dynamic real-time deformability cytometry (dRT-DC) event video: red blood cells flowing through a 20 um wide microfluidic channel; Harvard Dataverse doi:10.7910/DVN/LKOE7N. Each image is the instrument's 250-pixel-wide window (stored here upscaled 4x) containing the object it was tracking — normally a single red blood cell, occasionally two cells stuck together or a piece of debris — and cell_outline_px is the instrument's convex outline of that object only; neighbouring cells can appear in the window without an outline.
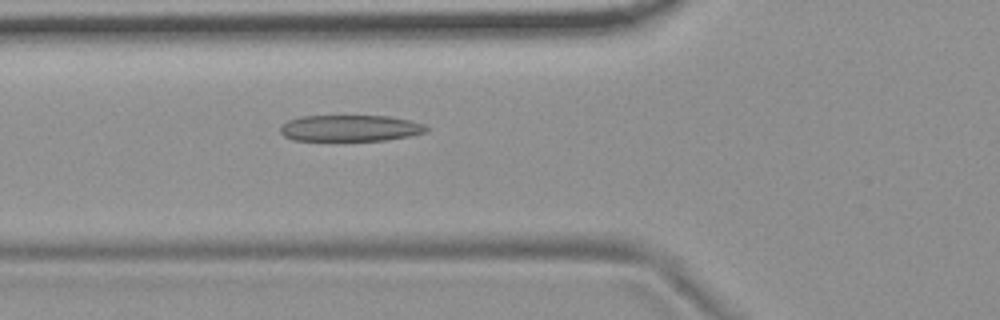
{"species": "common noctule bat (a hibernating species)", "species_latin": "Nyctalus noctula", "temperature_condition": "room temperature", "stored_images_in_passage": 48, "camera_frame_rate_fps": 3000, "um_per_image_px": 0.085, "animal": {"sex": "female", "body_mass_g": 19.9}, "frame": {"image": 1, "passage_image": 14, "time_ms": 4.333, "image_size_px": [1000, 320], "cell_outline_px": [[428, 132], [408, 136], [384, 140], [292, 140], [284, 136], [280, 132], [280, 128], [288, 120], [300, 116], [388, 116], [408, 120], [424, 124], [428, 128]], "centroid_in_image_um": [29.76, 10.89], "position_along_channel_um": 96.0, "area_um2": 22.25}}
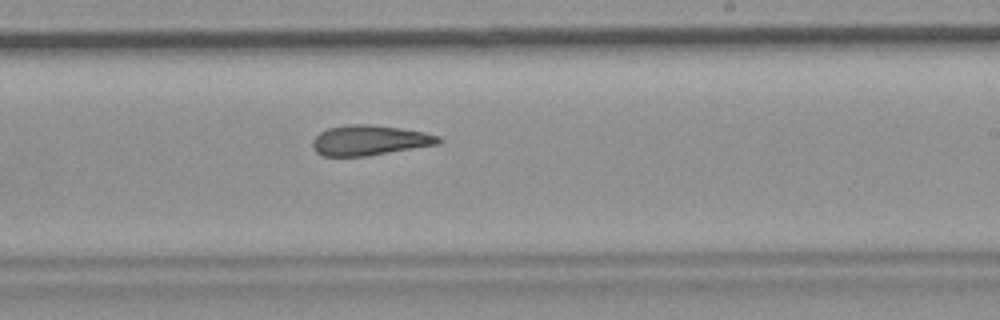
{"frame": {"image": 2, "passage_image": 27, "time_ms": 8.667, "image_size_px": [1000, 320], "cell_outline_px": [[444, 140], [440, 144], [368, 156], [324, 156], [316, 152], [312, 144], [312, 140], [320, 132], [328, 128], [348, 124], [368, 124], [400, 128], [424, 132], [440, 136]], "centroid_in_image_um": [31.45, 11.92], "position_along_channel_um": 257.6, "area_um2": 22.25}}
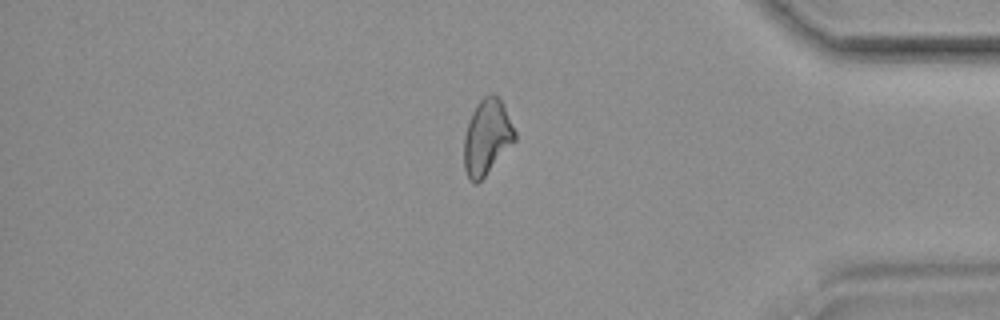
{"frame": {"image": 3, "passage_image": 40, "time_ms": 13.0, "image_size_px": [1000, 320], "cell_outline_px": [[516, 140], [484, 176], [476, 184], [472, 184], [464, 168], [464, 136], [468, 120], [476, 104], [484, 96], [492, 92], [496, 92], [504, 104], [516, 132]], "centroid_in_image_um": [41.39, 11.6], "position_along_channel_um": 393.8, "area_um2": 22.48}, "authors_computed_cell_mechanics": {"area_um2": 22.8021, "velocity_mm_per_s": 3.7355, "shape_relaxation_time_tau1_ms": null, "shape_relaxation_time_tau2_ms": 4.6847, "deformation_change_tau1": null, "deformation_change_tau2": 0.1404}}